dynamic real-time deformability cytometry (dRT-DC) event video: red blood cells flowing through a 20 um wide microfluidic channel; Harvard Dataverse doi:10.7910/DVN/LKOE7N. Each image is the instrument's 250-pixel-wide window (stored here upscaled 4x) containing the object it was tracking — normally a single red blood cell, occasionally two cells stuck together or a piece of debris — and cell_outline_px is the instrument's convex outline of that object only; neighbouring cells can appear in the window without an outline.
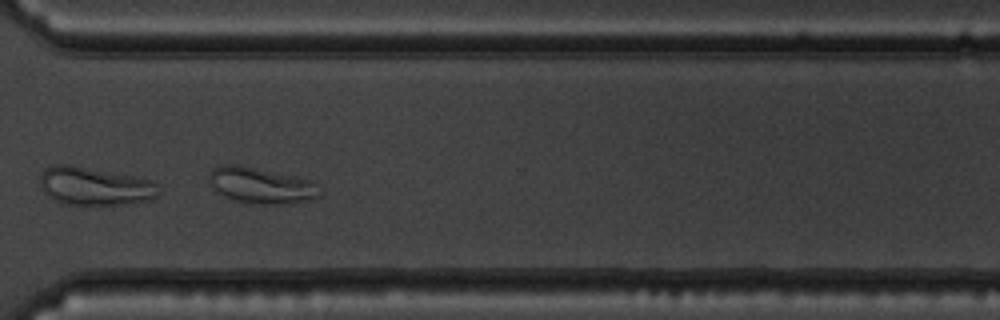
{"species": "common noctule bat (a hibernating species)", "species_latin": "Nyctalus noctula", "temperature_condition": "warm", "stored_images_in_passage": 45, "camera_frame_rate_fps": 3000, "um_per_image_px": 0.085, "animal": {"sex": "male", "body_mass_g": 19.5, "forearm_length_mm": 54.6}, "frame": {"image": 1, "passage_image": 32, "time_ms": 10.333, "image_size_px": [1000, 320], "cell_outline_px": [[324, 192], [320, 196], [312, 200], [292, 204], [252, 204], [232, 200], [216, 192], [208, 184], [208, 172], [212, 168], [220, 164], [240, 164], [296, 176], [312, 180]], "centroid_in_image_um": [22.19, 15.76], "position_along_channel_um": 348.4, "area_um2": 24.22}, "authors_computed_cell_mechanics": {"area_um2": 26.6458, "velocity_mm_per_s": 3.6779, "shape_relaxation_time_tau1_ms": null, "shape_relaxation_time_tau2_ms": 1.045, "deformation_change_tau1": null, "deformation_change_tau2": 0.067}}